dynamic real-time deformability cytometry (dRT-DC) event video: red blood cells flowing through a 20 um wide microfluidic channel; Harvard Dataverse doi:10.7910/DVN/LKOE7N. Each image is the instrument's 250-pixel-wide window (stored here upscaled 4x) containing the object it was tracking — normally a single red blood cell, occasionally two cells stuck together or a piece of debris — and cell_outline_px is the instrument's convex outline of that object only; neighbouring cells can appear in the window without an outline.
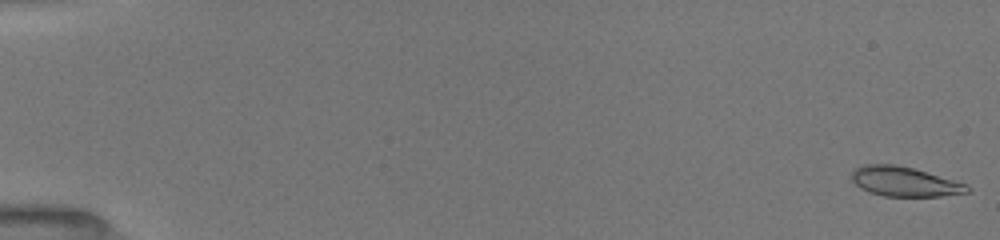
{"species": "common noctule bat (a hibernating species)", "species_latin": "Nyctalus noctula", "temperature_condition": "room temperature", "stored_images_in_passage": 43, "camera_frame_rate_fps": 3000, "um_per_image_px": 0.085, "animal": {"sex": "female", "body_mass_g": 19.5, "forearm_length_mm": 54.1}, "frame": {"image": 1, "passage_image": 1, "time_ms": 0.0, "image_size_px": [1000, 240], "cell_outline_px": [[972, 192], [940, 196], [884, 196], [868, 192], [860, 188], [852, 180], [852, 172], [856, 168], [864, 164], [896, 164], [912, 168], [968, 184], [972, 188]], "centroid_in_image_um": [76.91, 15.44], "position_along_channel_um": 8.1, "area_um2": 20.0}}
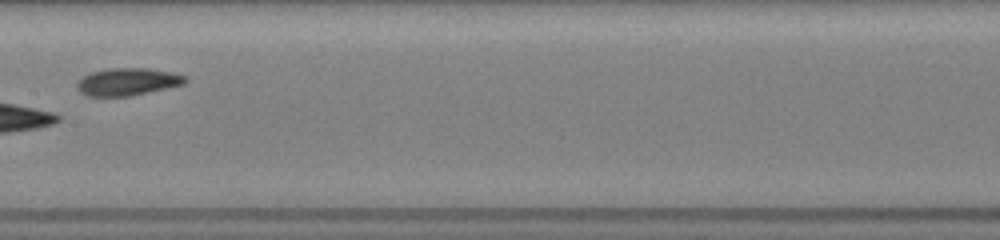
{"frame": {"image": 2, "passage_image": 25, "time_ms": 9.333, "image_size_px": [1000, 240], "cell_outline_px": [[188, 80], [184, 84], [168, 88], [132, 96], [84, 96], [76, 88], [76, 84], [84, 76], [92, 72], [108, 68], [148, 68], [172, 72], [184, 76]], "centroid_in_image_um": [10.84, 6.96], "position_along_channel_um": 196.6, "area_um2": 17.4}, "authors_computed_cell_mechanics": {"area_um2": 20.4612, "velocity_mm_per_s": 4.0267, "shape_relaxation_time_tau1_ms": 4.5085, "shape_relaxation_time_tau2_ms": 3.8219, "deformation_change_tau1": 0.1288, "deformation_change_tau2": 0.0827}}